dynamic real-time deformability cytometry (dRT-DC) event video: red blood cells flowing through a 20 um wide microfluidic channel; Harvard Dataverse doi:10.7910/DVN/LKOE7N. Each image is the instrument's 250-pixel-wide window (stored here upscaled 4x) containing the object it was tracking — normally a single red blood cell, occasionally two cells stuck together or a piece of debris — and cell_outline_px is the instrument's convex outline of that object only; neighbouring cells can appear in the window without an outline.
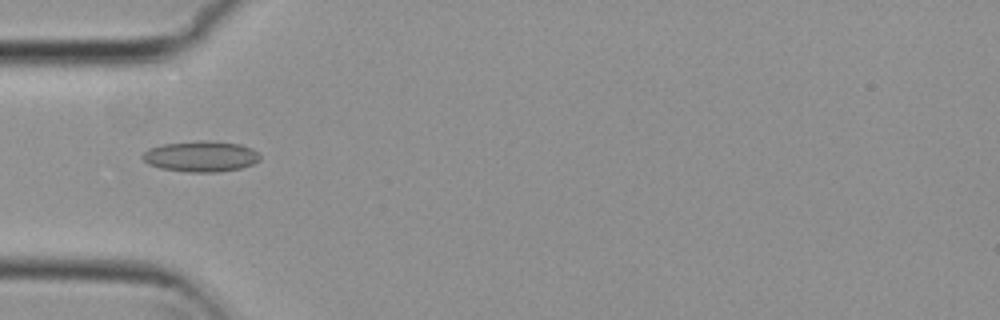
{"species": "common noctule bat (a hibernating species)", "species_latin": "Nyctalus noctula", "temperature_condition": "cold", "stored_images_in_passage": 6, "camera_frame_rate_fps": 3000, "um_per_image_px": 0.085, "animal": {"sex": "female", "body_mass_g": 29.2, "forearm_length_mm": 56.3}, "frame": {"image": 1, "passage_image": 5, "time_ms": 1.333, "image_size_px": [1000, 320], "cell_outline_px": [[260, 160], [252, 164], [240, 168], [216, 172], [188, 172], [160, 168], [148, 164], [140, 156], [148, 148], [164, 144], [200, 140], [208, 140], [240, 144], [252, 148], [260, 152]], "centroid_in_image_um": [17.08, 13.28], "position_along_channel_um": 67.9, "area_um2": 21.21}}
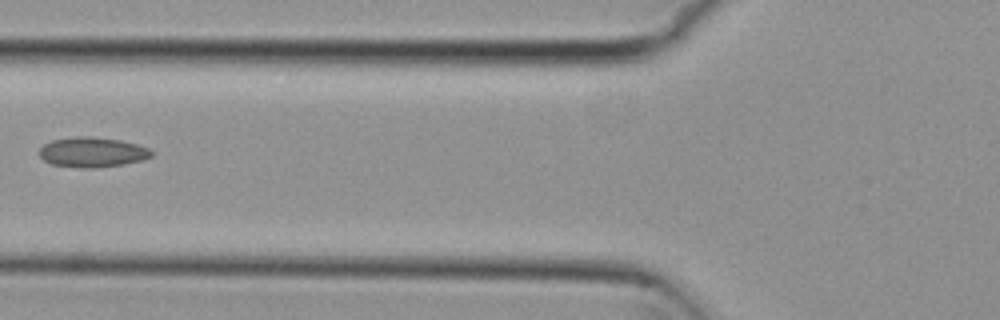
{"frame": {"image": 2, "passage_image": 6, "time_ms": 1.667, "image_size_px": [1000, 320], "cell_outline_px": [[152, 156], [144, 160], [120, 164], [92, 168], [80, 168], [52, 164], [44, 160], [40, 156], [40, 148], [44, 144], [52, 140], [76, 136], [88, 136], [120, 140], [136, 144], [148, 148], [152, 152]], "centroid_in_image_um": [7.83, 12.93], "position_along_channel_um": 118.0, "area_um2": 19.42}}